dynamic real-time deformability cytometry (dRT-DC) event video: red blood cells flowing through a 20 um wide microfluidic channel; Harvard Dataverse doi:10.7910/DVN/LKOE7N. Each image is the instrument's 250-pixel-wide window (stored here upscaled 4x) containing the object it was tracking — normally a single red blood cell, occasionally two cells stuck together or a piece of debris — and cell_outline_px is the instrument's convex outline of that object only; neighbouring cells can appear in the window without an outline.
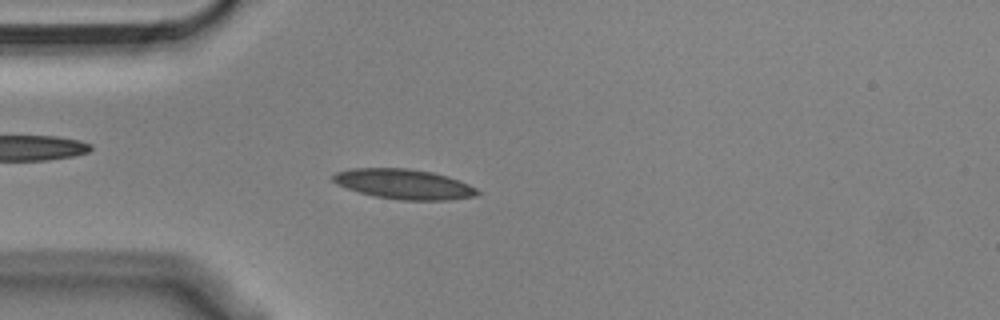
{"species": "Egyptian fruit bat (a non-hibernating species)", "species_latin": "Rousettus aegyptiacus", "temperature_condition": "cold", "stored_images_in_passage": 51, "camera_frame_rate_fps": 3000, "um_per_image_px": 0.085, "animal": {"sex": "male"}, "frame": {"image": 1, "passage_image": 11, "time_ms": 3.333, "image_size_px": [1000, 320], "cell_outline_px": [[480, 192], [476, 196], [452, 200], [400, 200], [376, 196], [360, 192], [336, 184], [332, 180], [332, 176], [336, 172], [352, 168], [404, 168], [432, 172], [448, 176], [468, 184], [476, 188]], "centroid_in_image_um": [34.35, 15.65], "position_along_channel_um": 50.7, "area_um2": 25.14}}
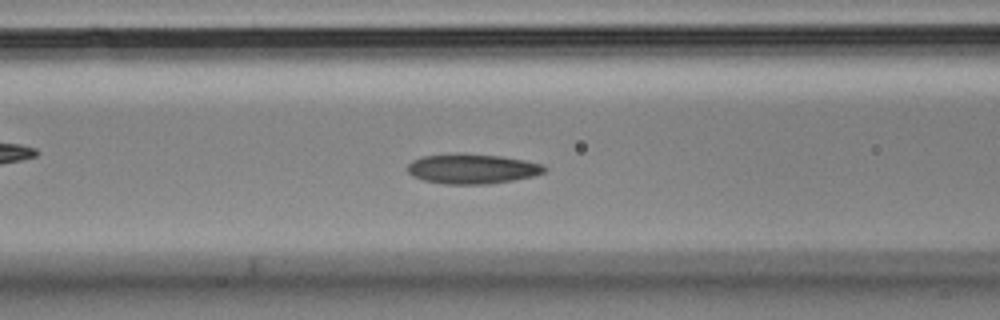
{"frame": {"image": 2, "passage_image": 18, "time_ms": 5.667, "image_size_px": [1000, 320], "cell_outline_px": [[548, 168], [544, 172], [532, 176], [512, 180], [488, 184], [444, 184], [424, 180], [412, 176], [408, 172], [408, 164], [412, 160], [424, 156], [464, 152], [500, 156], [524, 160], [544, 164]], "centroid_in_image_um": [40.13, 14.33], "position_along_channel_um": 126.5, "area_um2": 23.99}}
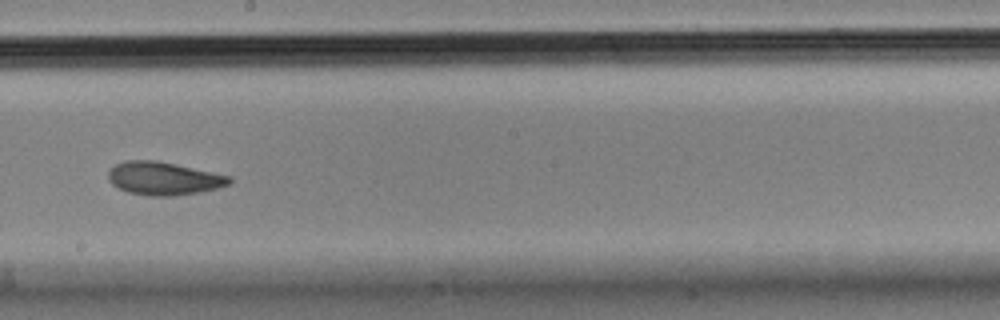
{"frame": {"image": 3, "passage_image": 27, "time_ms": 8.667, "image_size_px": [1000, 320], "cell_outline_px": [[232, 180], [228, 184], [216, 188], [200, 192], [172, 196], [148, 196], [128, 192], [112, 184], [108, 180], [108, 172], [116, 164], [128, 160], [156, 160], [232, 176]], "centroid_in_image_um": [13.91, 15.17], "position_along_channel_um": 234.3, "area_um2": 23.24}, "authors_computed_cell_mechanics": {"area_um2": 23.9292, "velocity_mm_per_s": 3.5965, "shape_relaxation_time_tau1_ms": 4.8603, "shape_relaxation_time_tau2_ms": 2.8057, "deformation_change_tau1": 0.1298, "deformation_change_tau2": 0.0754}}